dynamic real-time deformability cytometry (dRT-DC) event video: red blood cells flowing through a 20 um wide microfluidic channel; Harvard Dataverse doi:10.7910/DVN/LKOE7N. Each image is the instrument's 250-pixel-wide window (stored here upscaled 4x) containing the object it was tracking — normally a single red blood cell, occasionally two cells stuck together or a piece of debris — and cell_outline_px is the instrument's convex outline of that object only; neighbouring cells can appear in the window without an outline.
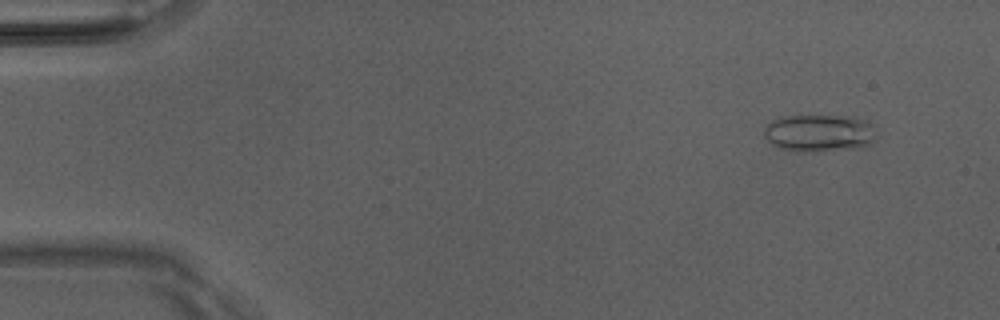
{"species": "Egyptian fruit bat (a non-hibernating species)", "species_latin": "Rousettus aegyptiacus", "temperature_condition": "room temperature", "stored_images_in_passage": 52, "segment_of_instrument_passage": [1, 2], "camera_frame_rate_fps": 3000, "um_per_image_px": 0.085, "animal": {"sex": "male"}, "frame": {"image": 1, "passage_image": 5, "time_ms": 1.333, "image_size_px": [1000, 320], "cell_outline_px": [[876, 140], [860, 148], [812, 152], [800, 152], [780, 148], [772, 144], [764, 136], [764, 128], [772, 120], [780, 116], [856, 116], [872, 124], [876, 132]], "centroid_in_image_um": [69.66, 11.31], "position_along_channel_um": 15.3, "area_um2": 24.8}}
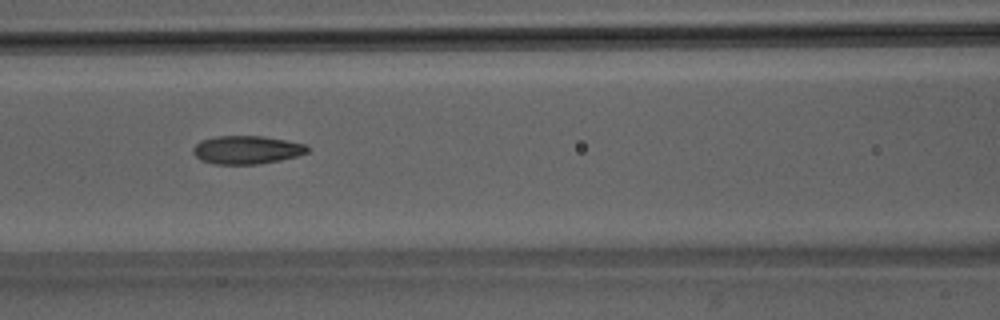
{"frame": {"image": 2, "passage_image": 23, "time_ms": 7.333, "image_size_px": [1000, 320], "cell_outline_px": [[308, 152], [300, 156], [280, 160], [256, 164], [212, 164], [200, 160], [192, 152], [192, 148], [200, 140], [216, 136], [264, 136], [308, 144]], "centroid_in_image_um": [20.98, 12.73], "position_along_channel_um": 145.6, "area_um2": 19.07}}
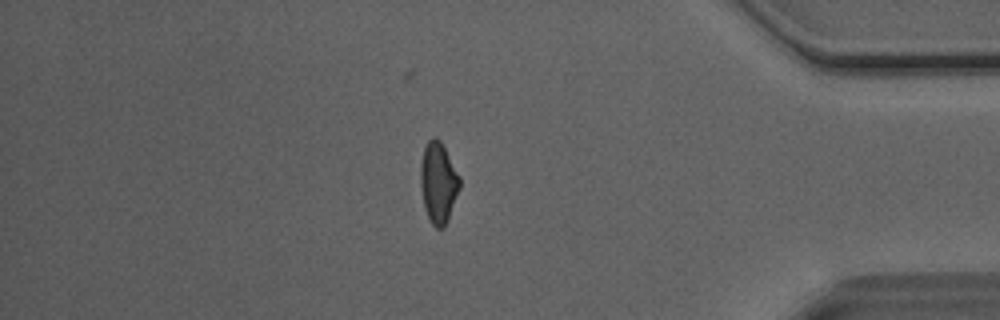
{"frame": {"image": 3, "passage_image": 44, "time_ms": 14.333, "image_size_px": [1000, 320], "cell_outline_px": [[460, 188], [444, 228], [436, 228], [428, 220], [424, 208], [420, 184], [420, 164], [424, 148], [428, 140], [432, 136], [436, 136], [440, 140], [460, 176]], "centroid_in_image_um": [37.24, 15.52], "position_along_channel_um": 398.0, "area_um2": 18.61}}